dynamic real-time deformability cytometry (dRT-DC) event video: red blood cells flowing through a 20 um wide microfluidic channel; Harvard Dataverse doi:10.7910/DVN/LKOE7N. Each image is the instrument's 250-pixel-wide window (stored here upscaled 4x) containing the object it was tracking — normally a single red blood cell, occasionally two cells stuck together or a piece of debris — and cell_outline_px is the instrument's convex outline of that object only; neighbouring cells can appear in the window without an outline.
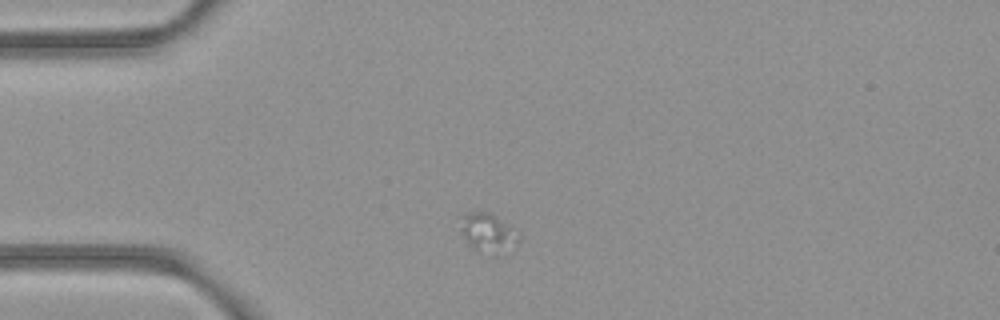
{"species": "common noctule bat (a hibernating species)", "species_latin": "Nyctalus noctula", "temperature_condition": "room temperature", "stored_images_in_passage": 5, "camera_frame_rate_fps": 3000, "um_per_image_px": 0.085, "animal": {"sex": "female", "body_mass_g": 21.9}, "frame": {"image": 1, "passage_image": 1, "time_ms": 0.0, "image_size_px": [1000, 320], "cell_outline_px": [[520, 240], [476, 252], [472, 248], [460, 232], [456, 216], [468, 212], [492, 212], [516, 228], [520, 236]], "centroid_in_image_um": [41.32, 19.58], "position_along_channel_um": 43.7, "area_um2": 12.54}}